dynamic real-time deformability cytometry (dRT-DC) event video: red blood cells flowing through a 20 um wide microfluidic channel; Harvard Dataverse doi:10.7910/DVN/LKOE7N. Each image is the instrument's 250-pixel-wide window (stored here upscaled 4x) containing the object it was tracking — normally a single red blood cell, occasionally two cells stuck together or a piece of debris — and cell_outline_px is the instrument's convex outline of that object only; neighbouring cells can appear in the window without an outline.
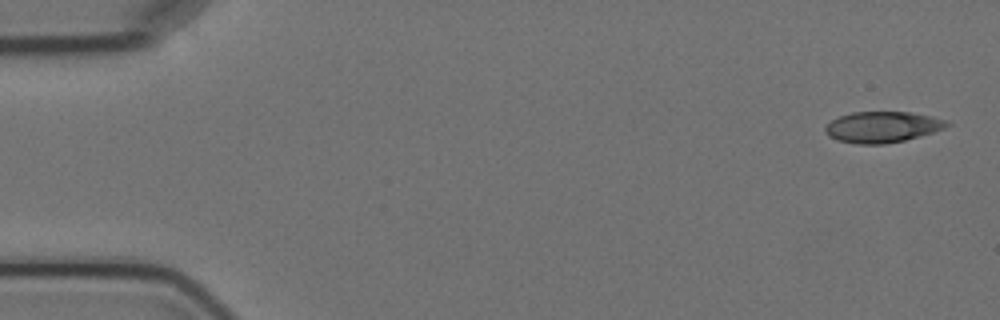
{"species": "Egyptian fruit bat (a non-hibernating species)", "species_latin": "Rousettus aegyptiacus", "temperature_condition": "cold", "stored_images_in_passage": 5, "camera_frame_rate_fps": 3000, "um_per_image_px": 0.085, "animal": {"sex": "female"}, "frame": {"image": 1, "passage_image": 1, "time_ms": 0.0, "image_size_px": [1000, 320], "cell_outline_px": [[952, 124], [944, 128], [920, 136], [904, 140], [884, 144], [856, 144], [836, 140], [828, 136], [824, 132], [824, 128], [832, 120], [840, 116], [852, 112], [912, 112], [932, 116], [948, 120]], "centroid_in_image_um": [75.0, 10.79], "position_along_channel_um": 10.0, "area_um2": 22.08}}
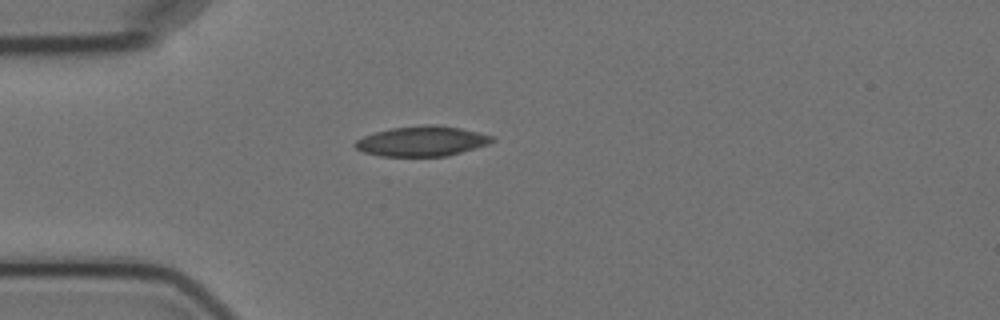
{"frame": {"image": 2, "passage_image": 4, "time_ms": 4.333, "image_size_px": [1000, 320], "cell_outline_px": [[496, 140], [488, 144], [448, 156], [380, 156], [364, 152], [356, 148], [352, 144], [356, 140], [364, 136], [376, 132], [392, 128], [424, 124], [436, 124], [460, 128], [492, 136]], "centroid_in_image_um": [35.85, 12.0], "position_along_channel_um": 49.1, "area_um2": 23.93}}